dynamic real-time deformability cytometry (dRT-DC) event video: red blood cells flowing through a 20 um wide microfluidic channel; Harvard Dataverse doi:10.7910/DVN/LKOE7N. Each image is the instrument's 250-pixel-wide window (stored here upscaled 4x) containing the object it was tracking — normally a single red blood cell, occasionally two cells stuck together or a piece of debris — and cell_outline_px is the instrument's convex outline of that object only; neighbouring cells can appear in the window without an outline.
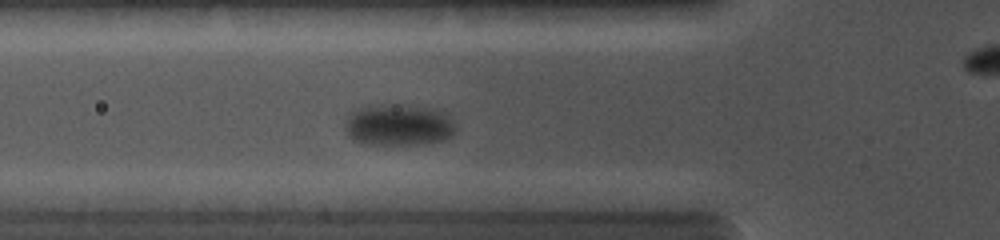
{"species": "common noctule bat (a hibernating species)", "species_latin": "Nyctalus noctula", "temperature_condition": "cold", "stored_images_in_passage": 24, "camera_frame_rate_fps": 5000, "um_per_image_px": 0.085, "animal": {"sex": "female", "body_mass_g": 19.0, "forearm_length_mm": 56.7}, "frame": {"image": 1, "passage_image": 11, "time_ms": 4.8, "image_size_px": [1000, 240], "cell_outline_px": [[456, 132], [452, 136], [444, 140], [424, 144], [368, 144], [356, 140], [348, 136], [344, 124], [348, 112], [352, 108], [360, 104], [404, 104], [440, 108], [452, 116], [456, 124]], "centroid_in_image_um": [33.9, 10.56], "position_along_channel_um": 91.9, "area_um2": 28.15}}
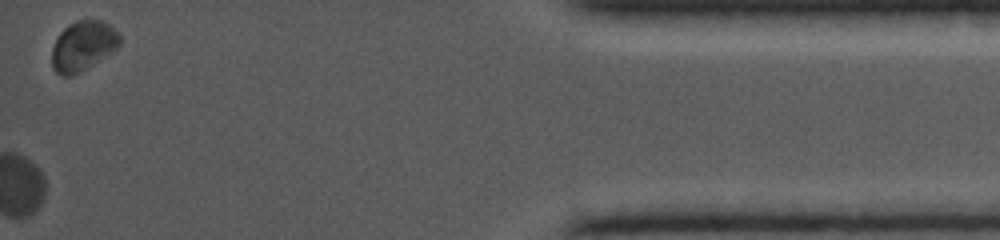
{"frame": {"image": 2, "passage_image": 24, "time_ms": 15.6, "image_size_px": [1000, 240], "cell_outline_px": [[120, 44], [116, 48], [80, 72], [72, 76], [60, 76], [52, 68], [52, 48], [60, 32], [68, 24], [76, 20], [104, 20], [120, 36]], "centroid_in_image_um": [7.02, 3.9], "position_along_channel_um": 428.2, "area_um2": 19.48}}